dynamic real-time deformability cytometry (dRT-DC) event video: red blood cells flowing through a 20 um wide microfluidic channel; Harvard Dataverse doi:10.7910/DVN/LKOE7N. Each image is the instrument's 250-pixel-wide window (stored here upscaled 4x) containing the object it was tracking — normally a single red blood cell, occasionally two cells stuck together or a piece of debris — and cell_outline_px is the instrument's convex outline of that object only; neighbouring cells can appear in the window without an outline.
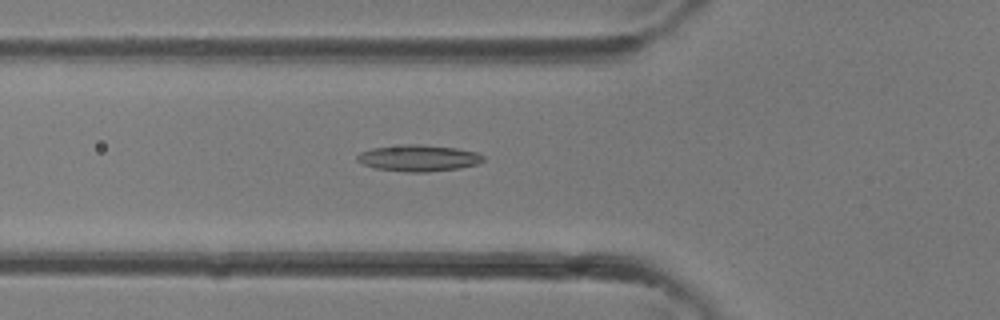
{"species": "common noctule bat (a hibernating species)", "species_latin": "Nyctalus noctula", "temperature_condition": "room temperature", "stored_images_in_passage": 25, "camera_frame_rate_fps": 3000, "um_per_image_px": 0.085, "animal": {"sex": "female"}, "frame": {"image": 1, "passage_image": 2, "time_ms": 0.333, "image_size_px": [1000, 320], "cell_outline_px": [[484, 160], [476, 164], [460, 168], [428, 172], [408, 172], [376, 168], [364, 164], [356, 160], [356, 156], [360, 152], [372, 148], [404, 144], [412, 144], [456, 148], [476, 152], [484, 156]], "centroid_in_image_um": [35.56, 13.44], "position_along_channel_um": 90.2, "area_um2": 19.25}}
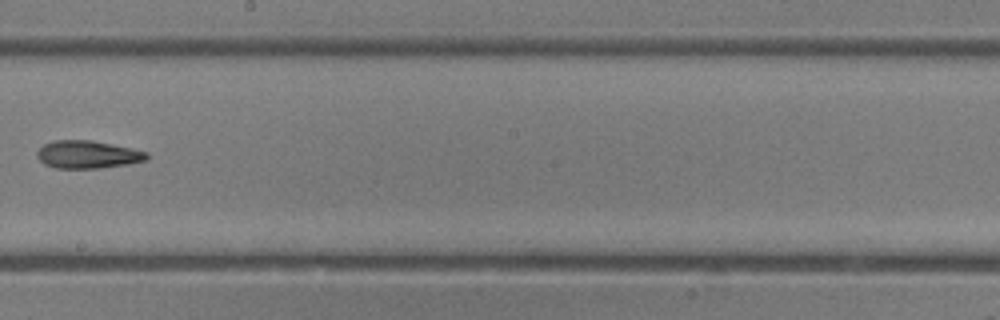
{"frame": {"image": 2, "passage_image": 10, "time_ms": 3.0, "image_size_px": [1000, 320], "cell_outline_px": [[148, 160], [128, 164], [100, 168], [56, 168], [44, 164], [36, 156], [36, 152], [44, 144], [52, 140], [92, 140], [132, 148], [148, 152]], "centroid_in_image_um": [7.45, 13.13], "position_along_channel_um": 240.7, "area_um2": 17.86}}
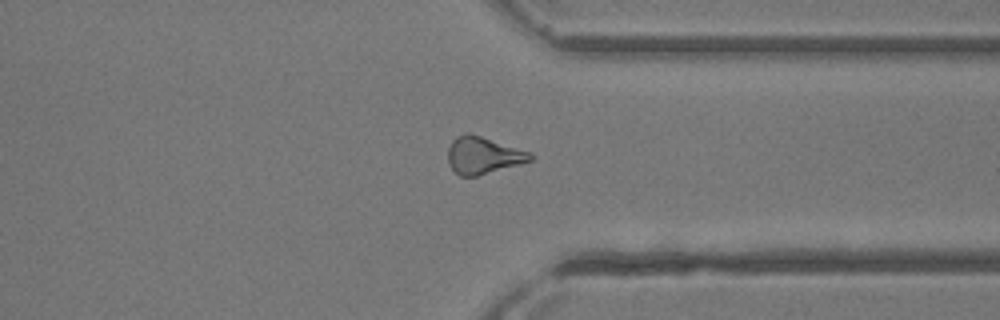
{"frame": {"image": 3, "passage_image": 17, "time_ms": 5.333, "image_size_px": [1000, 320], "cell_outline_px": [[536, 156], [532, 160], [520, 164], [476, 176], [460, 176], [448, 164], [448, 148], [452, 140], [456, 136], [464, 132], [468, 132], [532, 152]], "centroid_in_image_um": [41.08, 13.19], "position_along_channel_um": 370.3, "area_um2": 17.92}}